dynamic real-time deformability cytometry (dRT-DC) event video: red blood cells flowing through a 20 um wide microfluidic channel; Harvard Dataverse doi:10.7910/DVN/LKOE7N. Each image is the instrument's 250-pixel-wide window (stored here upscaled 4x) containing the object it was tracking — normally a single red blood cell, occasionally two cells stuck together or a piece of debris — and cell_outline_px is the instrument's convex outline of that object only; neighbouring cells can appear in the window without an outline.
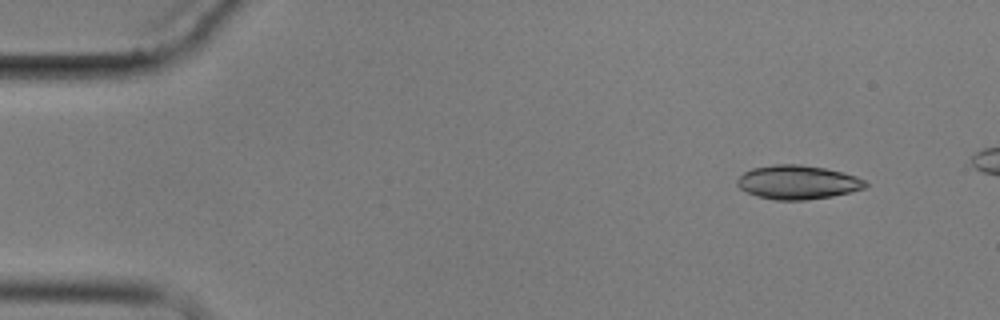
{"species": "common noctule bat (a hibernating species)", "species_latin": "Nyctalus noctula", "temperature_condition": "cold", "stored_images_in_passage": 4, "camera_frame_rate_fps": 3000, "um_per_image_px": 0.085, "animal": {"sex": "male", "body_mass_g": 17.9}, "frame": {"image": 1, "passage_image": 1, "time_ms": 0.0, "image_size_px": [1000, 320], "cell_outline_px": [[868, 184], [864, 188], [832, 196], [804, 200], [776, 200], [760, 196], [748, 192], [740, 188], [736, 184], [736, 180], [744, 172], [752, 168], [772, 164], [800, 164], [824, 168], [844, 172], [856, 176], [864, 180]], "centroid_in_image_um": [67.79, 15.48], "position_along_channel_um": 17.2, "area_um2": 25.2}}